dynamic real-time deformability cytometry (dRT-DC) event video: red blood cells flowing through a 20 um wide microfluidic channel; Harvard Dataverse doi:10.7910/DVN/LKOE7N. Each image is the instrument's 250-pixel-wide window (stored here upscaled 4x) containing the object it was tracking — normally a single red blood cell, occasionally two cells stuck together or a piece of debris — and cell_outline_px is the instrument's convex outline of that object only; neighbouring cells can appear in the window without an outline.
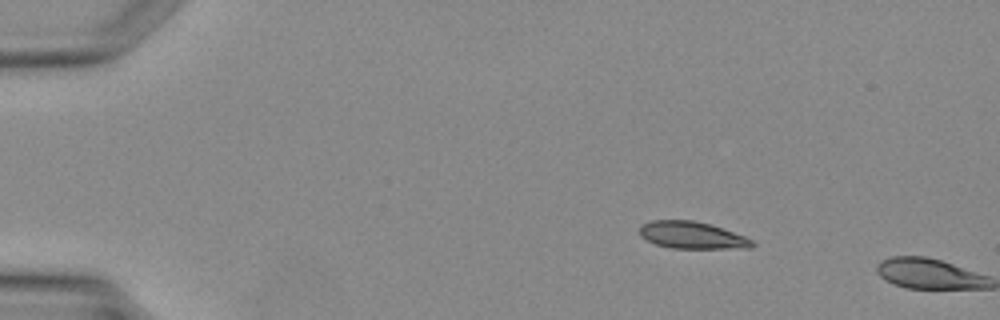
{"species": "Egyptian fruit bat (a non-hibernating species)", "species_latin": "Rousettus aegyptiacus", "temperature_condition": "warm", "stored_images_in_passage": 2, "camera_frame_rate_fps": 3000, "um_per_image_px": 0.085, "animal": {"sex": "female"}, "frame": {"image": 1, "passage_image": 1, "time_ms": 0.0, "image_size_px": [1000, 320], "cell_outline_px": [[756, 244], [752, 248], [672, 248], [656, 244], [640, 236], [640, 224], [652, 220], [692, 220], [712, 224], [744, 236], [752, 240]], "centroid_in_image_um": [58.83, 19.98], "position_along_channel_um": 26.2, "area_um2": 17.8}}